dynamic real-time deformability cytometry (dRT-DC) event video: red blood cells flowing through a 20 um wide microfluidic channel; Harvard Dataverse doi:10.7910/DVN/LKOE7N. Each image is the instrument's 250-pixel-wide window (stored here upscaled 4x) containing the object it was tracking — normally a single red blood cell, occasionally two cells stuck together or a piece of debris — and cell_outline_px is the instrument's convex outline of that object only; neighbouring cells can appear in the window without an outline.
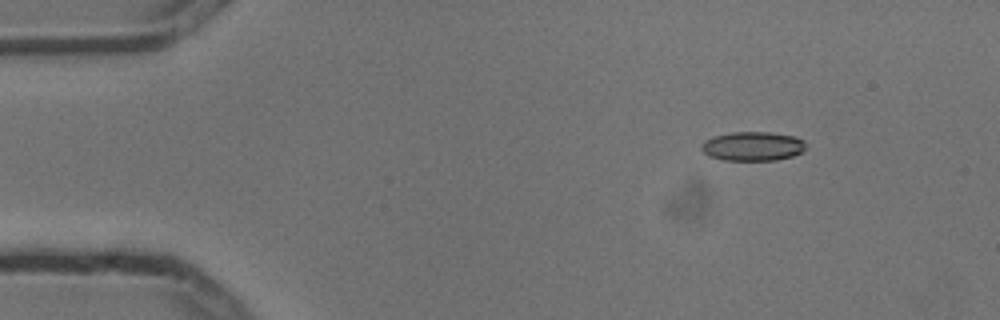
{"species": "common noctule bat (a hibernating species)", "species_latin": "Nyctalus noctula", "temperature_condition": "cold", "stored_images_in_passage": 4, "camera_frame_rate_fps": 3000, "um_per_image_px": 0.085, "animal": {"sex": "male", "body_mass_g": 13.3}, "frame": {"image": 1, "passage_image": 3, "time_ms": 0.667, "image_size_px": [1000, 320], "cell_outline_px": [[804, 148], [800, 152], [792, 156], [776, 160], [724, 160], [708, 156], [700, 148], [700, 144], [704, 140], [712, 136], [732, 132], [768, 132], [796, 136], [804, 140]], "centroid_in_image_um": [63.93, 12.42], "position_along_channel_um": 21.1, "area_um2": 17.8}}